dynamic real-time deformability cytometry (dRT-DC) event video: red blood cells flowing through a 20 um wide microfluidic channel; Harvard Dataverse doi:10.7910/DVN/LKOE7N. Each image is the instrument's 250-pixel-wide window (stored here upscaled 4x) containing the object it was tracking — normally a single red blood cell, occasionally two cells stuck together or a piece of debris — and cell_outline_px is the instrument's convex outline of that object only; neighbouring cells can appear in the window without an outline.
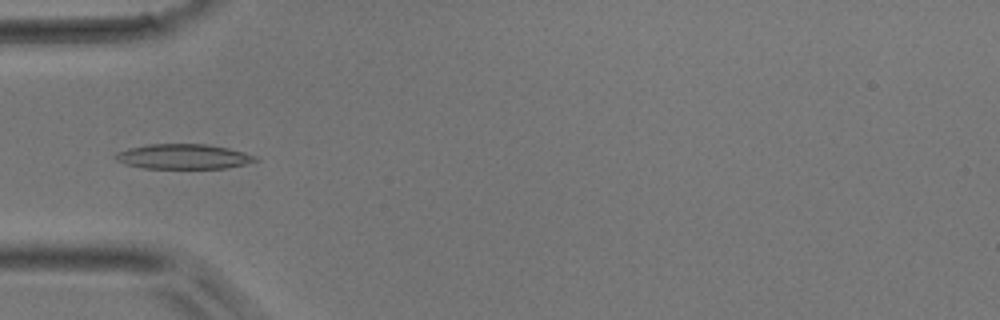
{"species": "common noctule bat (a hibernating species)", "species_latin": "Nyctalus noctula", "temperature_condition": "room temperature", "stored_images_in_passage": 48, "camera_frame_rate_fps": 3000, "um_per_image_px": 0.085, "animal": {"sex": "male", "body_mass_g": 17.9}, "frame": {"image": 1, "passage_image": 15, "time_ms": 4.667, "image_size_px": [1000, 320], "cell_outline_px": [[260, 160], [244, 164], [224, 168], [144, 168], [124, 164], [116, 160], [112, 156], [116, 152], [128, 148], [148, 144], [208, 144], [228, 148], [244, 152], [256, 156]], "centroid_in_image_um": [15.55, 13.3], "position_along_channel_um": 69.5, "area_um2": 20.4}}
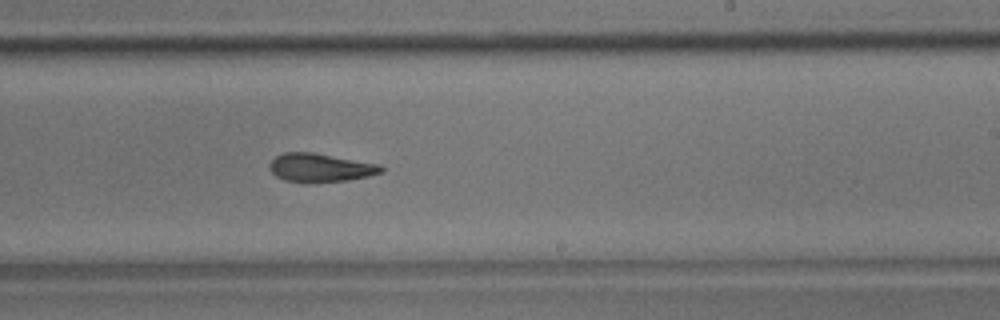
{"frame": {"image": 2, "passage_image": 29, "time_ms": 9.333, "image_size_px": [1000, 320], "cell_outline_px": [[384, 172], [368, 176], [348, 180], [308, 184], [304, 184], [284, 180], [276, 176], [268, 168], [268, 164], [276, 156], [284, 152], [312, 152], [380, 164], [384, 168]], "centroid_in_image_um": [27.21, 14.27], "position_along_channel_um": 261.8, "area_um2": 18.96}}
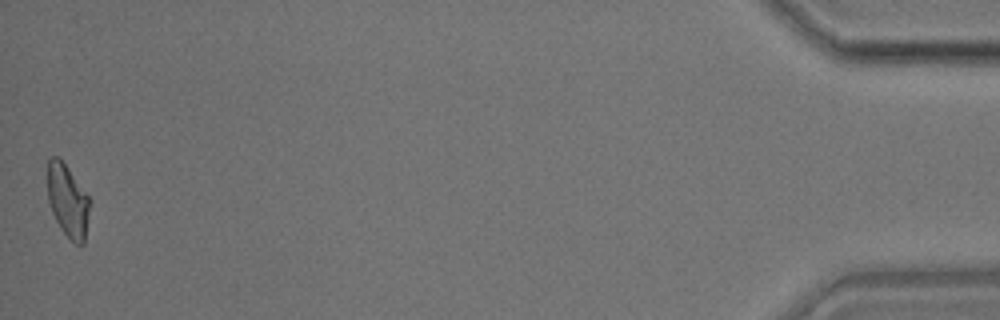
{"frame": {"image": 3, "passage_image": 48, "time_ms": 15.667, "image_size_px": [1000, 320], "cell_outline_px": [[92, 200], [84, 244], [76, 244], [60, 228], [52, 212], [48, 200], [48, 156], [56, 156], [64, 164]], "centroid_in_image_um": [5.78, 17.08], "position_along_channel_um": 429.4, "area_um2": 17.8}}